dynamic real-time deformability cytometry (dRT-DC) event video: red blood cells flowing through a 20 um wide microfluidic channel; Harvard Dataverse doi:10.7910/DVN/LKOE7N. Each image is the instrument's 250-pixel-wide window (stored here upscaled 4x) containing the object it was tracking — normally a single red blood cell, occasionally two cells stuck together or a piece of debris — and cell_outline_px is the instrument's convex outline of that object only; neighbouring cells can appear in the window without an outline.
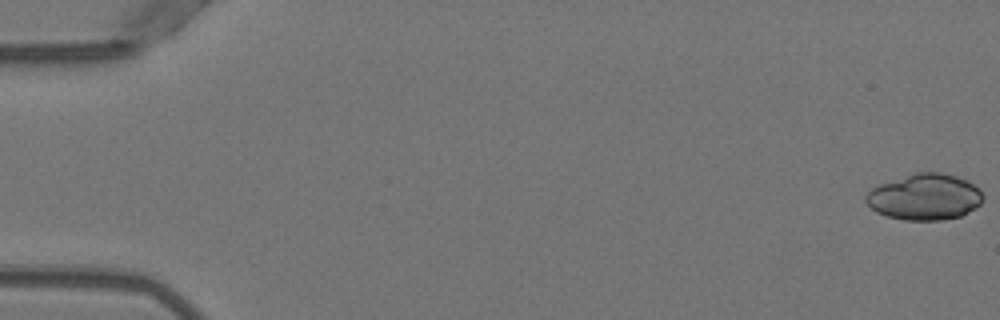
{"species": "Egyptian fruit bat (a non-hibernating species)", "species_latin": "Rousettus aegyptiacus", "temperature_condition": "warm", "stored_images_in_passage": 51, "camera_frame_rate_fps": 3000, "um_per_image_px": 0.085, "animal": {"sex": "female"}, "frame": {"image": 1, "passage_image": 1, "time_ms": 0.0, "image_size_px": [1000, 320], "cell_outline_px": [[984, 200], [976, 208], [960, 216], [940, 220], [904, 220], [888, 216], [876, 212], [864, 200], [864, 196], [872, 188], [880, 184], [916, 172], [940, 172], [956, 176], [972, 184], [984, 196]], "centroid_in_image_um": [78.59, 16.75], "position_along_channel_um": 6.4, "area_um2": 31.27}}